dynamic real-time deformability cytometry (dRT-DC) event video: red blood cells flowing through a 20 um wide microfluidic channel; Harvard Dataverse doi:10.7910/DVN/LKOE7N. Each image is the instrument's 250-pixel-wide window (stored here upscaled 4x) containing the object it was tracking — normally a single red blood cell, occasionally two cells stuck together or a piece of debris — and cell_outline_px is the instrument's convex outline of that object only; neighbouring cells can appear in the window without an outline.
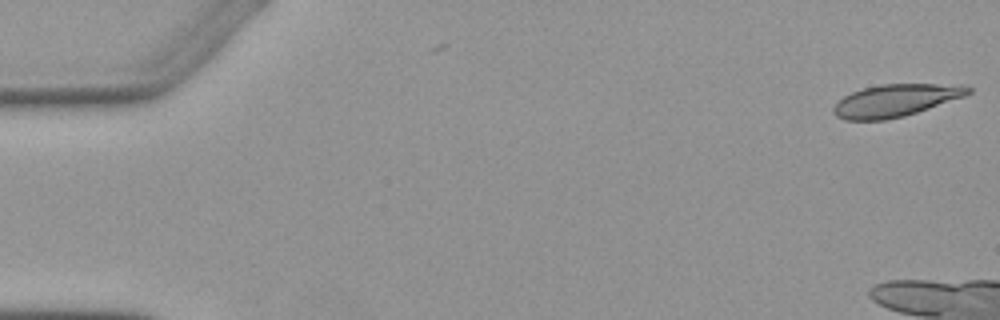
{"species": "Egyptian fruit bat (a non-hibernating species)", "species_latin": "Rousettus aegyptiacus", "temperature_condition": "warm", "stored_images_in_passage": 2, "camera_frame_rate_fps": 3000, "um_per_image_px": 0.085, "animal": {"sex": "female"}, "frame": {"image": 1, "passage_image": 1, "time_ms": 0.0, "image_size_px": [1000, 320], "cell_outline_px": [[972, 92], [964, 96], [904, 116], [884, 120], [844, 120], [836, 116], [832, 112], [832, 108], [844, 96], [852, 92], [864, 88], [880, 84], [968, 84], [972, 88]], "centroid_in_image_um": [76.14, 8.53], "position_along_channel_um": 8.9, "area_um2": 25.32}}